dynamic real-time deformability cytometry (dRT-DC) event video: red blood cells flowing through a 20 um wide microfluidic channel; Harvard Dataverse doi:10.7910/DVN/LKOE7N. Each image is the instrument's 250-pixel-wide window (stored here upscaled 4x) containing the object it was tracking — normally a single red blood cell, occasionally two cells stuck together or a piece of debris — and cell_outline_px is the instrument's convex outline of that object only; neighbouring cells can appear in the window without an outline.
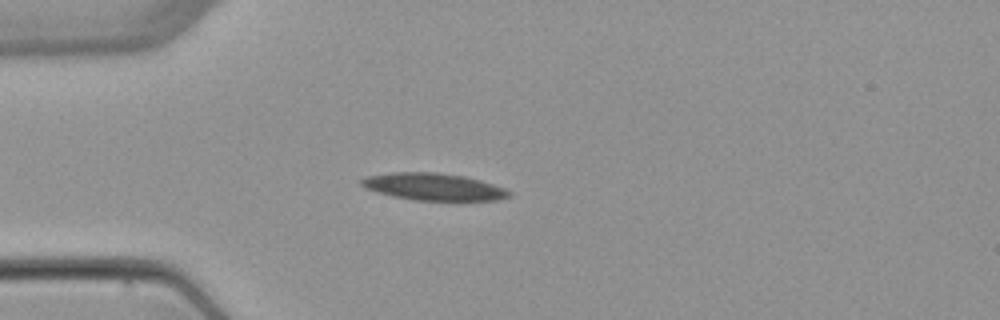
{"species": "common noctule bat (a hibernating species)", "species_latin": "Nyctalus noctula", "temperature_condition": "warm", "stored_images_in_passage": 5, "camera_frame_rate_fps": 3000, "um_per_image_px": 0.085, "animal": {"sex": "female", "body_mass_g": 22.7, "forearm_length_mm": 54.2}, "frame": {"image": 1, "passage_image": 4, "time_ms": 3.667, "image_size_px": [1000, 320], "cell_outline_px": [[512, 196], [500, 200], [416, 200], [392, 196], [376, 192], [364, 188], [360, 184], [360, 180], [364, 176], [392, 172], [436, 172], [464, 176], [480, 180], [504, 188], [512, 192]], "centroid_in_image_um": [36.82, 15.87], "position_along_channel_um": 48.2, "area_um2": 23.47}}